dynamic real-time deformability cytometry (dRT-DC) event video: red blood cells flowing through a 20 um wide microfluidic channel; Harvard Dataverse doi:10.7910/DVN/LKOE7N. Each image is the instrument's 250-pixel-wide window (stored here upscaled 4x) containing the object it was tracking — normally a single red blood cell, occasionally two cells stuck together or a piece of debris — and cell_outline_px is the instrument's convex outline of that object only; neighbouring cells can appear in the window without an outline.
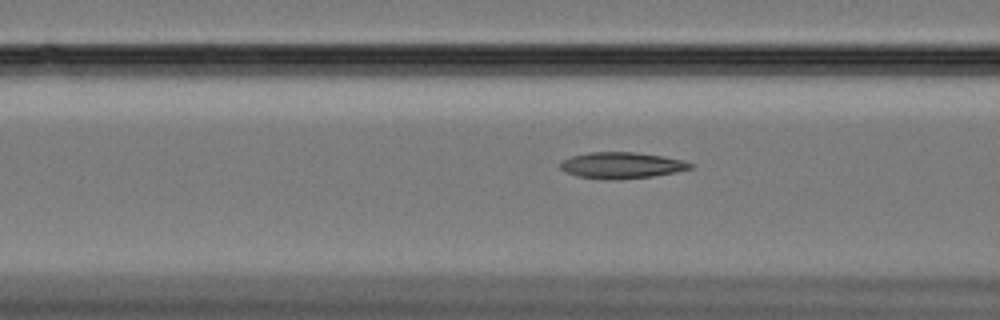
{"species": "Egyptian fruit bat (a non-hibernating species)", "species_latin": "Rousettus aegyptiacus", "temperature_condition": "cold", "stored_images_in_passage": 60, "camera_frame_rate_fps": 3000, "um_per_image_px": 0.085, "animal": {"sex": "female"}, "frame": {"image": 1, "passage_image": 24, "time_ms": 7.667, "image_size_px": [1000, 320], "cell_outline_px": [[692, 168], [676, 172], [652, 176], [620, 180], [608, 180], [576, 176], [560, 168], [560, 164], [564, 160], [572, 156], [588, 152], [632, 152], [660, 156], [684, 160], [692, 164]], "centroid_in_image_um": [52.83, 14.06], "position_along_channel_um": 113.8, "area_um2": 19.77}}
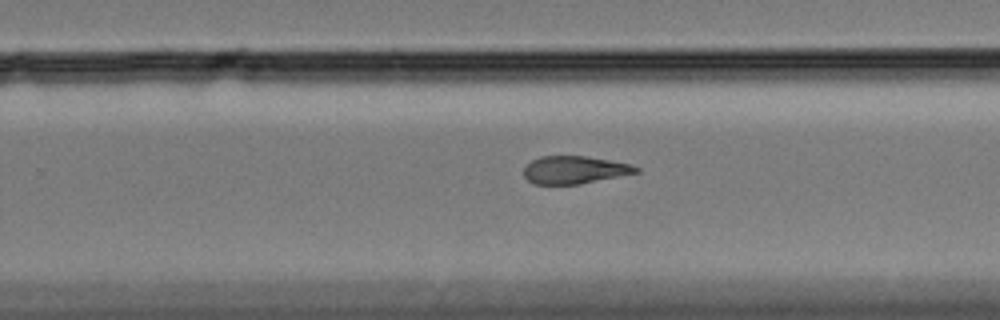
{"frame": {"image": 2, "passage_image": 39, "time_ms": 12.667, "image_size_px": [1000, 320], "cell_outline_px": [[640, 172], [580, 184], [532, 184], [524, 176], [524, 168], [532, 160], [540, 156], [584, 156], [608, 160], [628, 164], [640, 168]], "centroid_in_image_um": [48.81, 14.44], "position_along_channel_um": 281.0, "area_um2": 17.98}}
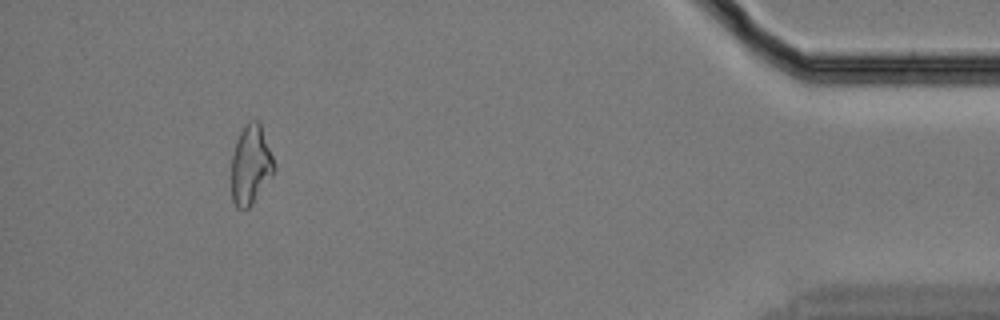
{"frame": {"image": 3, "passage_image": 56, "time_ms": 18.333, "image_size_px": [1000, 320], "cell_outline_px": [[276, 168], [252, 204], [248, 208], [236, 208], [232, 200], [232, 156], [236, 140], [240, 132], [248, 120], [256, 120], [260, 124], [272, 156]], "centroid_in_image_um": [21.29, 14.01], "position_along_channel_um": 413.9, "area_um2": 19.36}, "authors_computed_cell_mechanics": {"area_um2": 19.7387, "velocity_mm_per_s": 3.3474, "shape_relaxation_time_tau1_ms": null, "shape_relaxation_time_tau2_ms": 3.9285, "deformation_change_tau1": null, "deformation_change_tau2": 0.115}}